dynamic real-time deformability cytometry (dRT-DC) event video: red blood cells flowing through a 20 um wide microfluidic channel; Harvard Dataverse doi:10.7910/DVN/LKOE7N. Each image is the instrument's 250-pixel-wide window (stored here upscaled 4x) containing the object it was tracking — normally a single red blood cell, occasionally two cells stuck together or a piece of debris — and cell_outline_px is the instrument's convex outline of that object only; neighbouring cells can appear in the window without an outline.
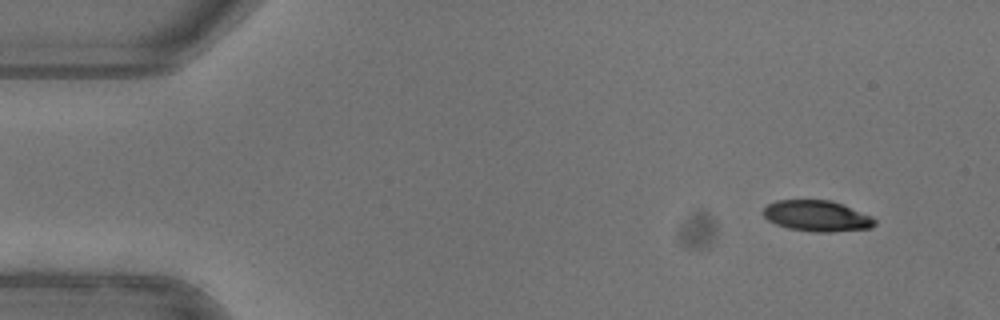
{"species": "common noctule bat (a hibernating species)", "species_latin": "Nyctalus noctula", "temperature_condition": "warm", "stored_images_in_passage": 48, "camera_frame_rate_fps": 3000, "um_per_image_px": 0.085, "animal": {"sex": "female"}, "frame": {"image": 1, "passage_image": 1, "time_ms": 0.0, "image_size_px": [1000, 320], "cell_outline_px": [[876, 224], [872, 228], [832, 232], [812, 232], [788, 228], [776, 224], [768, 220], [760, 212], [768, 204], [776, 200], [832, 200], [872, 216], [876, 220]], "centroid_in_image_um": [69.44, 18.36], "position_along_channel_um": 15.6, "area_um2": 20.29}}
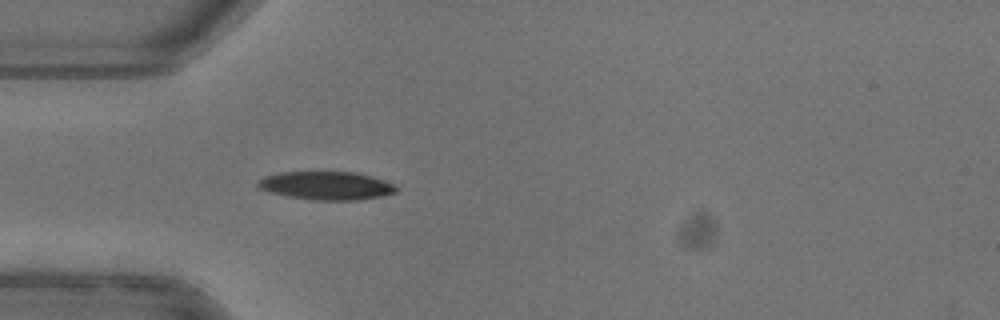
{"frame": {"image": 2, "passage_image": 12, "time_ms": 3.667, "image_size_px": [1000, 320], "cell_outline_px": [[400, 188], [396, 192], [380, 196], [356, 200], [312, 200], [288, 196], [272, 192], [260, 188], [256, 184], [256, 180], [264, 176], [280, 172], [356, 172], [372, 176], [396, 184]], "centroid_in_image_um": [27.77, 15.77], "position_along_channel_um": 57.2, "area_um2": 22.89}, "authors_computed_cell_mechanics": {"area_um2": 22.6287, "velocity_mm_per_s": 3.9892, "shape_relaxation_time_tau1_ms": 4.5155, "shape_relaxation_time_tau2_ms": null, "deformation_change_tau1": 0.1591, "deformation_change_tau2": null}}